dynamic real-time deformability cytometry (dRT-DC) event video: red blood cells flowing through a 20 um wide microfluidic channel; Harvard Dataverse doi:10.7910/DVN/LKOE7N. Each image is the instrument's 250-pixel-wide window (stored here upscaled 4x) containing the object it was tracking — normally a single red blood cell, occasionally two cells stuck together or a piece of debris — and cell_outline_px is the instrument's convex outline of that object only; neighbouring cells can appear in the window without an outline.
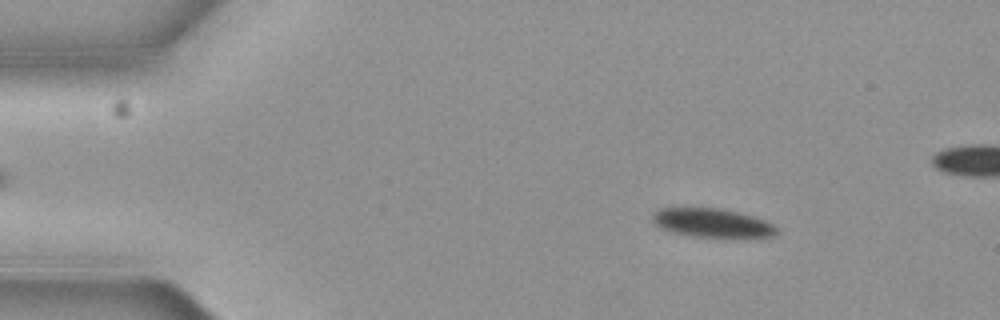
{"species": "common noctule bat (a hibernating species)", "species_latin": "Nyctalus noctula", "temperature_condition": "cold", "stored_images_in_passage": 9, "camera_frame_rate_fps": 3000, "um_per_image_px": 0.085, "animal": {"sex": "female", "body_mass_g": 19.3, "forearm_length_mm": 54.1}, "frame": {"image": 1, "passage_image": 1, "time_ms": 0.0, "image_size_px": [1000, 320], "cell_outline_px": [[776, 236], [692, 236], [672, 232], [660, 228], [652, 220], [652, 212], [660, 208], [716, 208], [736, 212], [752, 216], [764, 220], [772, 224], [776, 228]], "centroid_in_image_um": [60.45, 18.93], "position_along_channel_um": 24.5, "area_um2": 20.29}}
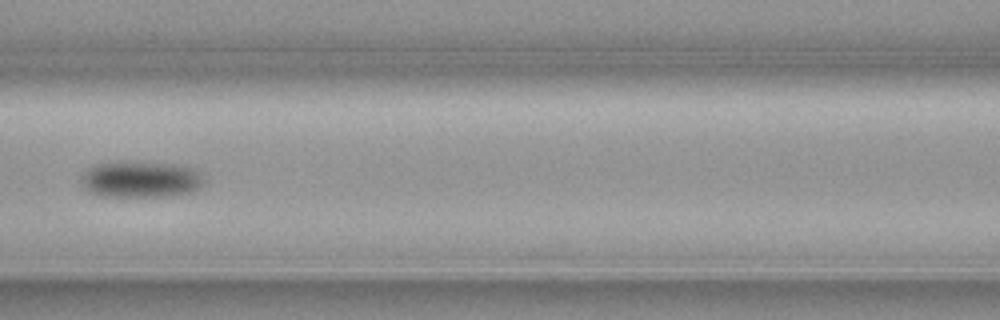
{"frame": {"image": 2, "passage_image": 6, "time_ms": 1.667, "image_size_px": [1000, 320], "cell_outline_px": [[208, 180], [200, 188], [192, 192], [168, 196], [100, 196], [88, 192], [80, 184], [80, 180], [84, 172], [92, 164], [120, 160], [132, 160], [184, 164], [196, 168]], "centroid_in_image_um": [12.0, 15.2], "position_along_channel_um": 154.6, "area_um2": 27.46}}